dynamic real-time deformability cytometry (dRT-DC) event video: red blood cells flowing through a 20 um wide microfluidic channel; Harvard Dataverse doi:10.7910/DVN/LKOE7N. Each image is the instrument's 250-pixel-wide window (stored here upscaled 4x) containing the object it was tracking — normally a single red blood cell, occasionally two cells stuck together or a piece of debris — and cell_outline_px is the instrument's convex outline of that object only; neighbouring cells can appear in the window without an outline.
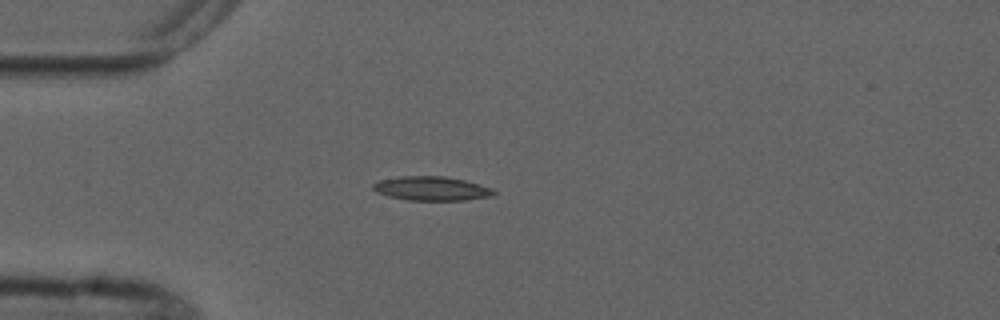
{"species": "common noctule bat (a hibernating species)", "species_latin": "Nyctalus noctula", "temperature_condition": "cold", "stored_images_in_passage": 4, "camera_frame_rate_fps": 3000, "um_per_image_px": 0.085, "animal": {"sex": "male", "forearm_length_mm": 52.5}, "frame": {"image": 1, "passage_image": 4, "time_ms": 3.667, "image_size_px": [1000, 320], "cell_outline_px": [[496, 192], [492, 196], [464, 200], [408, 200], [388, 196], [376, 192], [372, 188], [372, 184], [380, 180], [400, 176], [444, 176], [464, 180], [492, 188]], "centroid_in_image_um": [36.66, 16.02], "position_along_channel_um": 48.3, "area_um2": 16.88}}